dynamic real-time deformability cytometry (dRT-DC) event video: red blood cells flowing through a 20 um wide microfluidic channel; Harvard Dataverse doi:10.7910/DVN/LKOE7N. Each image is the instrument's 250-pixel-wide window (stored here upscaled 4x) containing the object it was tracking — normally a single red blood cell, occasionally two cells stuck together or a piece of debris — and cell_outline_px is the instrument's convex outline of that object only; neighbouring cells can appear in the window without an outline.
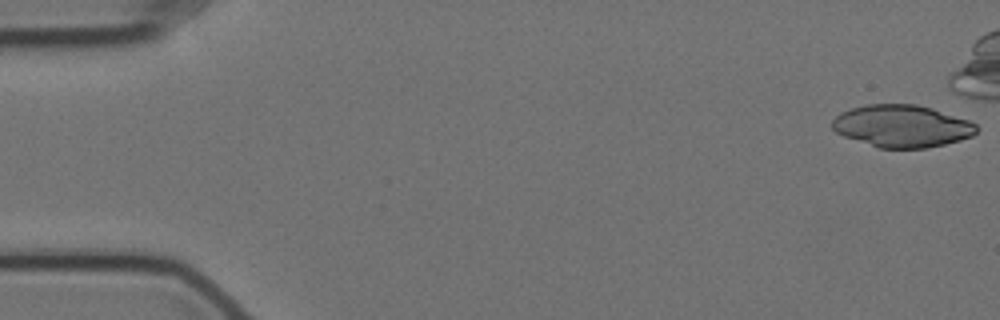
{"species": "Egyptian fruit bat (a non-hibernating species)", "species_latin": "Rousettus aegyptiacus", "temperature_condition": "cold", "stored_images_in_passage": 49, "camera_frame_rate_fps": 3000, "um_per_image_px": 0.085, "animal": {"sex": "female"}, "frame": {"image": 1, "passage_image": 1, "time_ms": 0.0, "image_size_px": [1000, 320], "cell_outline_px": [[980, 128], [972, 136], [960, 140], [944, 144], [924, 148], [880, 148], [844, 136], [836, 132], [832, 128], [832, 120], [840, 112], [852, 108], [868, 104], [916, 104], [932, 108], [968, 120], [976, 124]], "centroid_in_image_um": [76.67, 10.71], "position_along_channel_um": 8.3, "area_um2": 35.43}}